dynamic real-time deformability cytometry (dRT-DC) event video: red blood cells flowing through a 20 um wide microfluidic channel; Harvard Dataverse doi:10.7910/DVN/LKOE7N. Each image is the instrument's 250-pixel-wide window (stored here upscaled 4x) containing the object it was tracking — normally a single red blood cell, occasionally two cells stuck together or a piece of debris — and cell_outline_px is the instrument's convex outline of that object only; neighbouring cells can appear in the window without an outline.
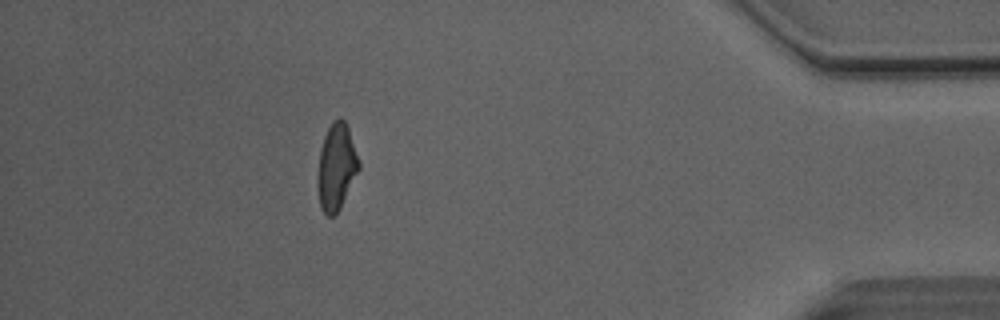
{"species": "Egyptian fruit bat (a non-hibernating species)", "species_latin": "Rousettus aegyptiacus", "temperature_condition": "room temperature", "stored_images_in_passage": 36, "camera_frame_rate_fps": 3000, "um_per_image_px": 0.085, "animal": {"sex": "male"}, "frame": {"image": 1, "passage_image": 36, "time_ms": 11.667, "image_size_px": [1000, 320], "cell_outline_px": [[360, 168], [340, 208], [332, 216], [328, 216], [320, 208], [316, 184], [316, 176], [320, 148], [324, 136], [332, 120], [340, 116], [344, 120], [348, 128], [360, 160]], "centroid_in_image_um": [28.57, 14.17], "position_along_channel_um": 406.6, "area_um2": 21.1}, "authors_computed_cell_mechanics": {"area_um2": 21.1548, "velocity_mm_per_s": 4.1142, "shape_relaxation_time_tau1_ms": 5.1217, "shape_relaxation_time_tau2_ms": 1.5363, "deformation_change_tau1": 0.1615, "deformation_change_tau2": 0.0741}}